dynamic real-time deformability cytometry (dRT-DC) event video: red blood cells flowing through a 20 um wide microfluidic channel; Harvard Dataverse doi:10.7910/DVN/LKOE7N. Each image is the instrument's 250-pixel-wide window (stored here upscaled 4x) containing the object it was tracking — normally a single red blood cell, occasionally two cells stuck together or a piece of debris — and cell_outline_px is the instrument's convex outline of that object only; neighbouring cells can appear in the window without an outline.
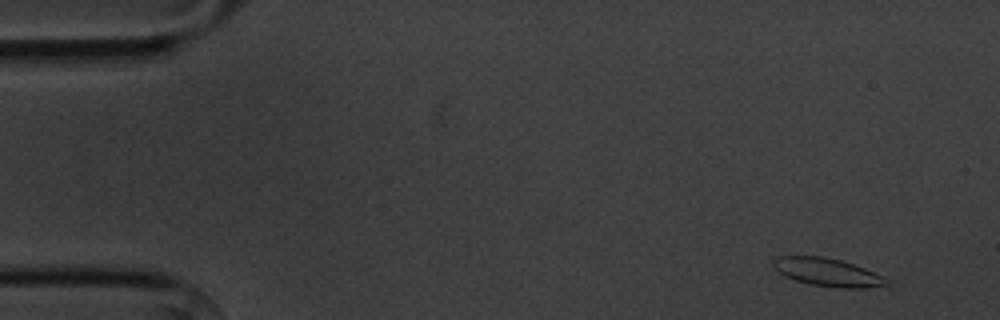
{"species": "common noctule bat (a hibernating species)", "species_latin": "Nyctalus noctula", "temperature_condition": "cold", "stored_images_in_passage": 8, "camera_frame_rate_fps": 3000, "um_per_image_px": 0.085, "animal": {"sex": "male", "body_mass_g": 20.1, "forearm_length_mm": 53.5}, "frame": {"image": 1, "passage_image": 1, "time_ms": 0.0, "image_size_px": [1000, 320], "cell_outline_px": [[884, 284], [868, 288], [840, 288], [812, 284], [796, 280], [784, 276], [772, 264], [772, 260], [776, 256], [824, 256], [840, 260], [864, 268], [880, 276]], "centroid_in_image_um": [70.22, 23.12], "position_along_channel_um": 14.8, "area_um2": 17.92}}
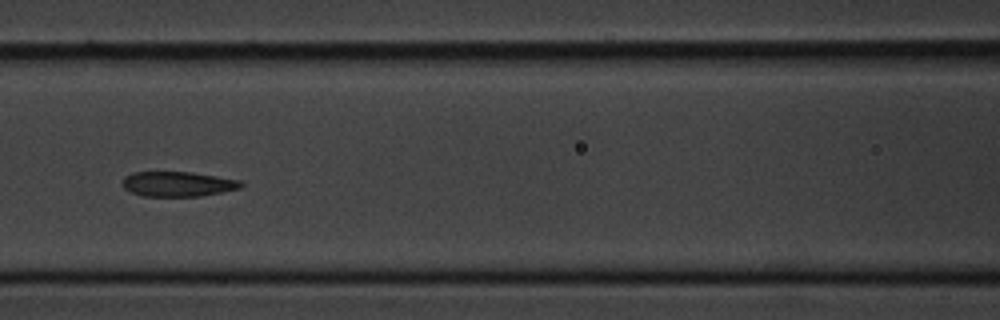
{"frame": {"image": 2, "passage_image": 6, "time_ms": 6.667, "image_size_px": [1000, 320], "cell_outline_px": [[244, 184], [240, 188], [200, 196], [144, 196], [132, 192], [124, 188], [124, 176], [132, 172], [192, 172], [240, 180]], "centroid_in_image_um": [15.12, 15.63], "position_along_channel_um": 151.5, "area_um2": 17.05}}
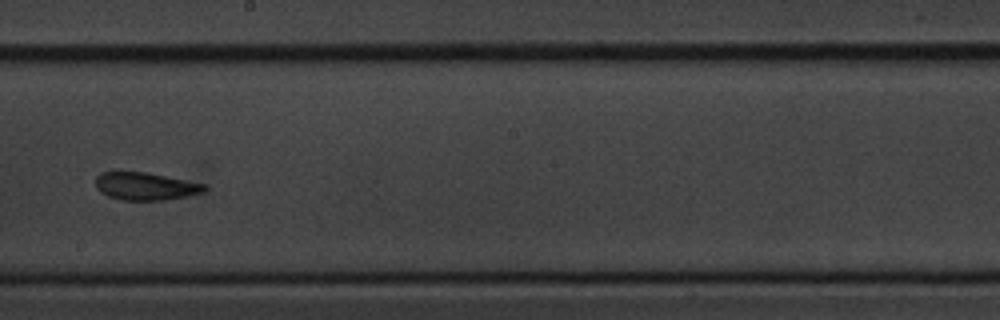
{"frame": {"image": 3, "passage_image": 8, "time_ms": 9.0, "image_size_px": [1000, 320], "cell_outline_px": [[208, 188], [204, 192], [168, 200], [120, 200], [108, 196], [100, 192], [96, 188], [96, 176], [100, 172], [120, 168], [144, 172], [208, 184]], "centroid_in_image_um": [12.32, 15.79], "position_along_channel_um": 235.9, "area_um2": 18.32}}